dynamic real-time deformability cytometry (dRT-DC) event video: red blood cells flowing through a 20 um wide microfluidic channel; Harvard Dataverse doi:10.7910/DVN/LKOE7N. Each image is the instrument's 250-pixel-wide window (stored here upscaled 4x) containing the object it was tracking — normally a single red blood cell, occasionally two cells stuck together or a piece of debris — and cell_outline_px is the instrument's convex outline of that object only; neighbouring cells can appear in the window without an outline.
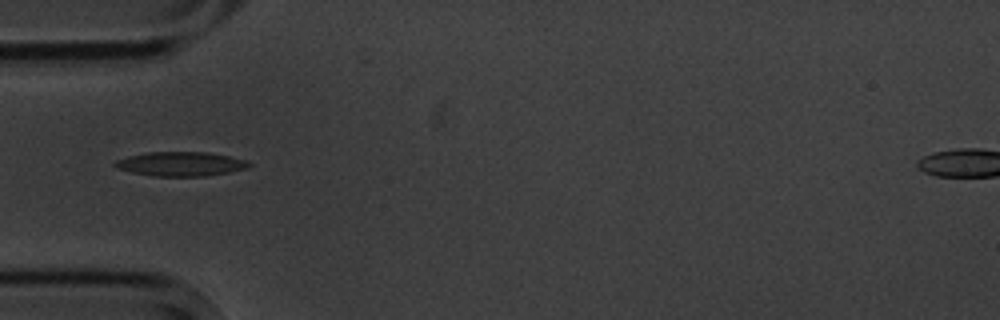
{"species": "common noctule bat (a hibernating species)", "species_latin": "Nyctalus noctula", "temperature_condition": "cold", "stored_images_in_passage": 7, "camera_frame_rate_fps": 3000, "um_per_image_px": 0.085, "animal": {"sex": "male", "body_mass_g": 20.1, "forearm_length_mm": 53.5}, "frame": {"image": 1, "passage_image": 6, "time_ms": 5.667, "image_size_px": [1000, 320], "cell_outline_px": [[252, 164], [248, 168], [228, 172], [204, 176], [152, 176], [132, 172], [116, 168], [112, 164], [116, 160], [128, 156], [148, 152], [208, 152], [248, 160]], "centroid_in_image_um": [15.36, 13.93], "position_along_channel_um": 69.6, "area_um2": 18.96}}
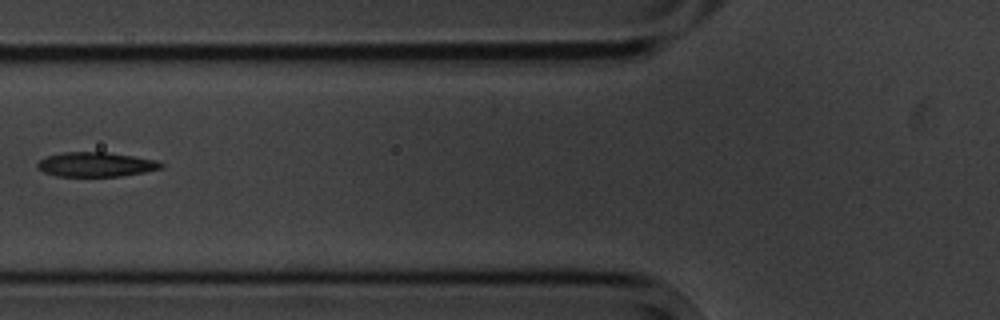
{"frame": {"image": 2, "passage_image": 7, "time_ms": 7.0, "image_size_px": [1000, 320], "cell_outline_px": [[164, 168], [144, 172], [120, 176], [56, 176], [44, 172], [36, 168], [36, 164], [40, 160], [48, 156], [64, 152], [108, 152], [156, 160], [164, 164]], "centroid_in_image_um": [8.15, 13.98], "position_along_channel_um": 117.6, "area_um2": 17.63}}